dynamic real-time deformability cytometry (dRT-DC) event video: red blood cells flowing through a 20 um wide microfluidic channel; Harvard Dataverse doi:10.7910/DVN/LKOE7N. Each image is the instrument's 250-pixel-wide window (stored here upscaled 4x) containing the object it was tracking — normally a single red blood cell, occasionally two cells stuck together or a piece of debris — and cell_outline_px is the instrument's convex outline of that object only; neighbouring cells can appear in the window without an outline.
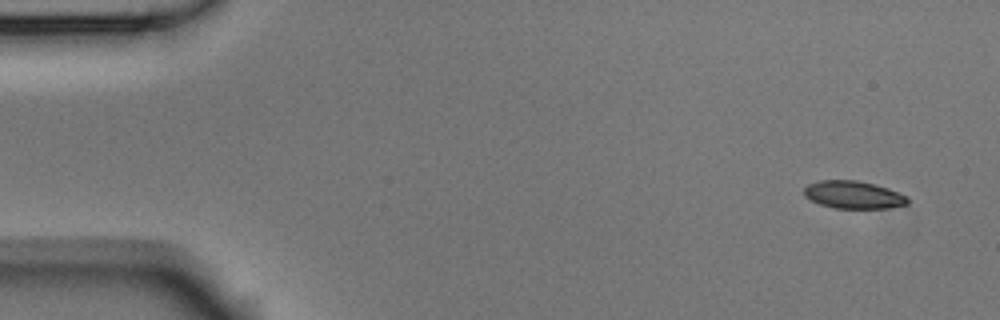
{"species": "Egyptian fruit bat (a non-hibernating species)", "species_latin": "Rousettus aegyptiacus", "temperature_condition": "room temperature", "stored_images_in_passage": 4, "camera_frame_rate_fps": 3000, "um_per_image_px": 0.085, "animal": {"sex": "male"}, "frame": {"image": 1, "passage_image": 1, "time_ms": 0.0, "image_size_px": [1000, 320], "cell_outline_px": [[908, 204], [888, 208], [836, 208], [820, 204], [804, 196], [804, 188], [808, 184], [820, 180], [856, 180], [876, 184], [888, 188], [908, 196]], "centroid_in_image_um": [72.56, 16.55], "position_along_channel_um": 12.4, "area_um2": 16.7}}
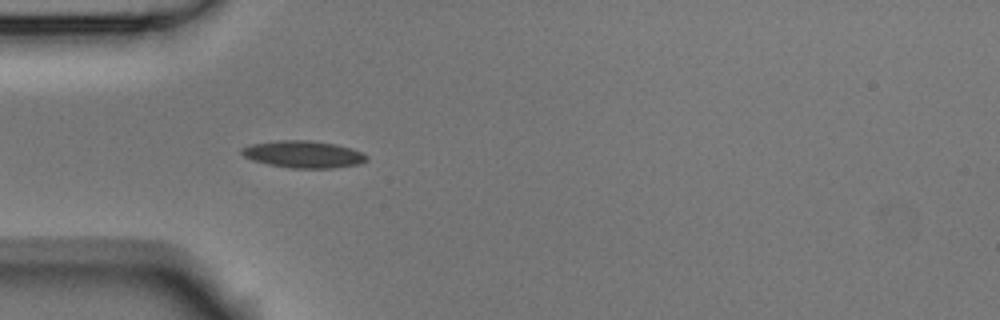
{"frame": {"image": 2, "passage_image": 4, "time_ms": 1.0, "image_size_px": [1000, 320], "cell_outline_px": [[368, 160], [360, 164], [332, 168], [292, 168], [268, 164], [252, 160], [244, 156], [240, 152], [240, 148], [252, 144], [280, 140], [308, 140], [336, 144], [352, 148], [364, 152], [368, 156]], "centroid_in_image_um": [25.83, 13.11], "position_along_channel_um": 59.2, "area_um2": 19.83}}